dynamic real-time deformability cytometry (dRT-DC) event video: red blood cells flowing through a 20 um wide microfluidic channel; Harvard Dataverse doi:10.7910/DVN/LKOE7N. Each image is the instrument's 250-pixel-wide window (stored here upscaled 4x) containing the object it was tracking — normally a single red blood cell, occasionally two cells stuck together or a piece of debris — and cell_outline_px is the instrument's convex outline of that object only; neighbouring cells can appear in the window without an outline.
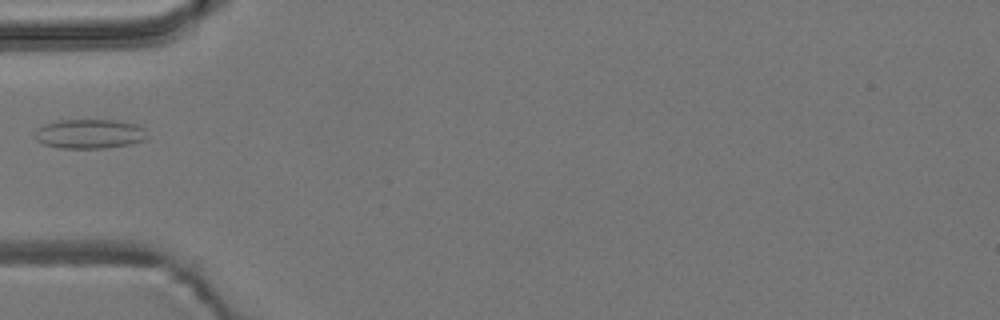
{"species": "common noctule bat (a hibernating species)", "species_latin": "Nyctalus noctula", "temperature_condition": "room temperature", "stored_images_in_passage": 38, "camera_frame_rate_fps": 3000, "um_per_image_px": 0.085, "animal": {"sex": "male", "body_mass_g": 19.2, "forearm_length_mm": 51.8}, "frame": {"image": 1, "passage_image": 1, "time_ms": 0.0, "image_size_px": [1000, 320], "cell_outline_px": [[144, 140], [128, 144], [104, 148], [60, 148], [44, 144], [36, 140], [32, 136], [36, 128], [44, 124], [60, 120], [116, 120], [136, 124], [144, 128]], "centroid_in_image_um": [7.53, 11.37], "position_along_channel_um": 77.5, "area_um2": 19.19}}
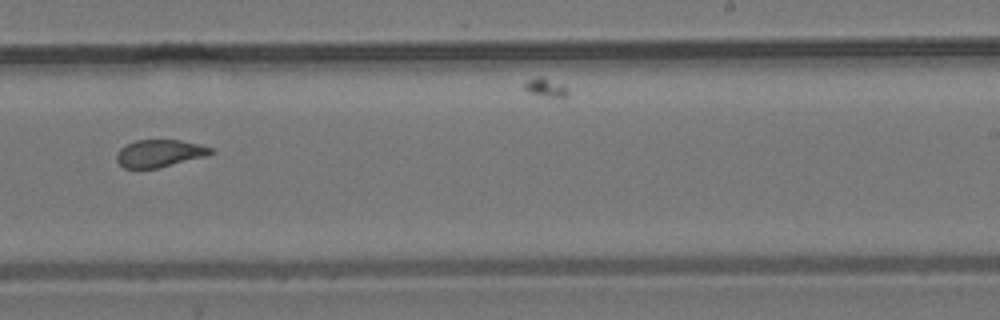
{"frame": {"image": 2, "passage_image": 17, "time_ms": 5.333, "image_size_px": [1000, 320], "cell_outline_px": [[216, 152], [208, 156], [160, 168], [124, 168], [116, 160], [116, 156], [120, 148], [136, 140], [180, 140], [200, 144], [212, 148]], "centroid_in_image_um": [13.62, 13.04], "position_along_channel_um": 275.4, "area_um2": 15.2}}
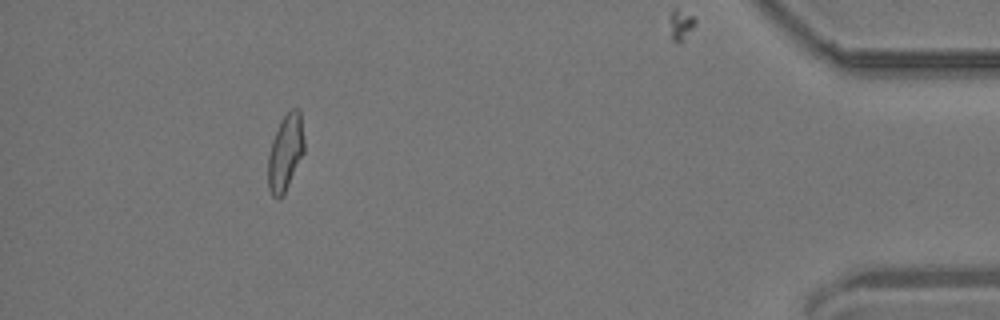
{"frame": {"image": 3, "passage_image": 33, "time_ms": 10.667, "image_size_px": [1000, 320], "cell_outline_px": [[304, 152], [284, 196], [280, 200], [276, 200], [272, 196], [268, 188], [268, 156], [272, 140], [280, 120], [292, 108], [300, 108], [304, 140]], "centroid_in_image_um": [24.26, 13.01], "position_along_channel_um": 410.9, "area_um2": 16.42}}